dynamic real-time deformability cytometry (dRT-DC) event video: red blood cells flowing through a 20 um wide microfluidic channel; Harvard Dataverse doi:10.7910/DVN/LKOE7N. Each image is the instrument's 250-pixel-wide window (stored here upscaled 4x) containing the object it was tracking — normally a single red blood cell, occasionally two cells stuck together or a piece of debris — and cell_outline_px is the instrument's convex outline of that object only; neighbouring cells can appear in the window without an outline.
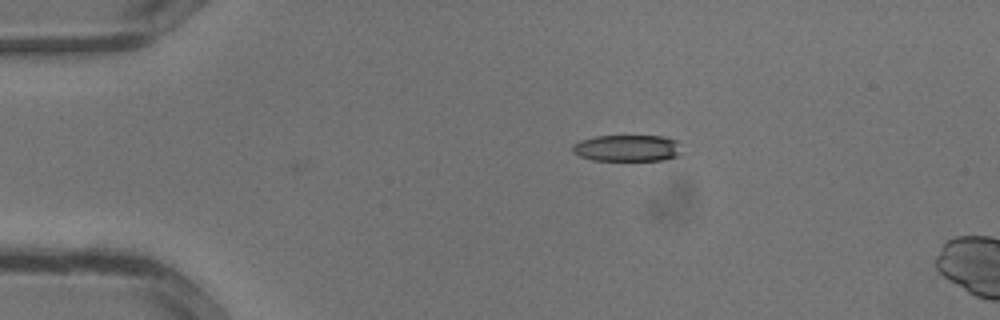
{"species": "common noctule bat (a hibernating species)", "species_latin": "Nyctalus noctula", "temperature_condition": "warm", "stored_images_in_passage": 4, "camera_frame_rate_fps": 3000, "um_per_image_px": 0.085, "animal": {"sex": "male", "body_mass_g": 13.3}, "frame": {"image": 1, "passage_image": 1, "time_ms": 0.0, "image_size_px": [1000, 320], "cell_outline_px": [[684, 152], [680, 156], [664, 160], [592, 160], [580, 156], [572, 152], [572, 144], [580, 140], [596, 136], [664, 136], [676, 140]], "centroid_in_image_um": [53.36, 12.59], "position_along_channel_um": 31.6, "area_um2": 17.17}}